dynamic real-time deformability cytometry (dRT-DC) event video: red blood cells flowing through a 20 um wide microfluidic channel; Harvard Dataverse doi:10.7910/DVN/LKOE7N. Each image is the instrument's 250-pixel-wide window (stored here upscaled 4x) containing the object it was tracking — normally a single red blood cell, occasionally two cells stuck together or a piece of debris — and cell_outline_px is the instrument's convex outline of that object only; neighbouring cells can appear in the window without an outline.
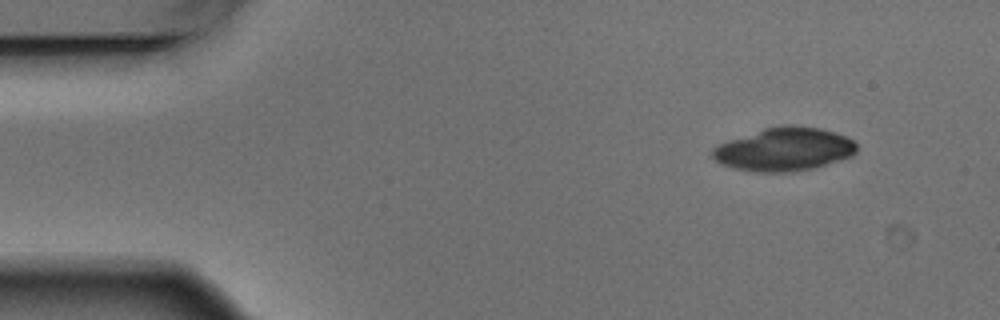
{"species": "Egyptian fruit bat (a non-hibernating species)", "species_latin": "Rousettus aegyptiacus", "temperature_condition": "warm", "stored_images_in_passage": 6, "camera_frame_rate_fps": 3000, "um_per_image_px": 0.085, "animal": {"sex": "male"}, "frame": {"image": 1, "passage_image": 1, "time_ms": 0.0, "image_size_px": [1000, 320], "cell_outline_px": [[856, 152], [852, 156], [840, 160], [812, 168], [792, 172], [752, 172], [732, 168], [720, 164], [712, 156], [712, 148], [728, 140], [764, 128], [780, 124], [792, 124], [820, 128], [836, 132], [848, 136], [856, 144]], "centroid_in_image_um": [66.65, 12.68], "position_along_channel_um": 18.3, "area_um2": 36.76}}